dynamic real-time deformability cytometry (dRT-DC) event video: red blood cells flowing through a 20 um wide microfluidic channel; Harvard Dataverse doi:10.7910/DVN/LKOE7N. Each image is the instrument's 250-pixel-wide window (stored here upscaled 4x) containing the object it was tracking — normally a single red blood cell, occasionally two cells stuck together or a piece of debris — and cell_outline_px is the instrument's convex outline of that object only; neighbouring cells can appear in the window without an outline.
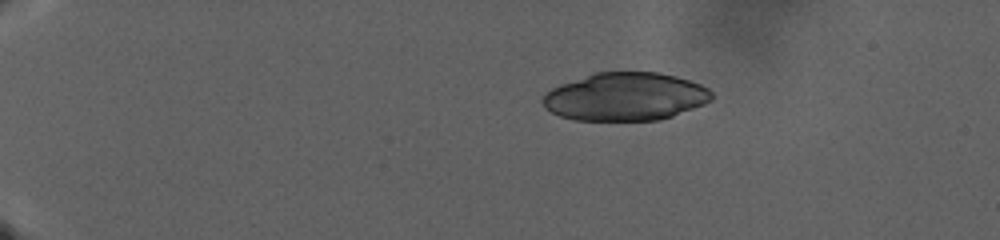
{"species": "human", "species_latin": "Homo sapiens", "temperature_condition": "warm", "stored_images_in_passage": 116, "camera_frame_rate_fps": 3000, "um_per_image_px": 0.085, "donor": {"sex": "male"}, "frame": {"image": 1, "passage_image": 1, "time_ms": 0.0, "image_size_px": [1000, 240], "cell_outline_px": [[712, 100], [704, 104], [672, 116], [660, 120], [576, 120], [560, 116], [544, 108], [540, 100], [544, 92], [560, 84], [596, 72], [660, 72], [676, 76], [700, 84], [708, 88], [712, 92]], "centroid_in_image_um": [53.13, 8.21], "position_along_channel_um": 31.9, "area_um2": 47.45}}
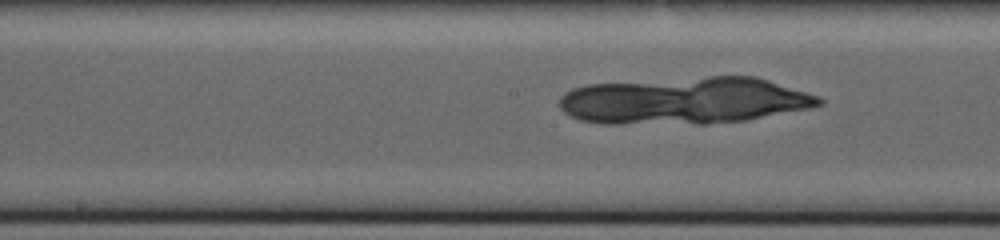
{"frame": {"image": 2, "passage_image": 55, "time_ms": 18.0, "image_size_px": [1000, 240], "cell_outline_px": [[824, 104], [812, 108], [748, 120], [708, 124], [600, 124], [580, 120], [564, 112], [560, 108], [560, 96], [564, 92], [572, 88], [588, 84], [708, 76], [756, 76], [820, 96], [824, 100]], "centroid_in_image_um": [58.21, 8.56], "position_along_channel_um": 190.0, "area_um2": 71.96}}
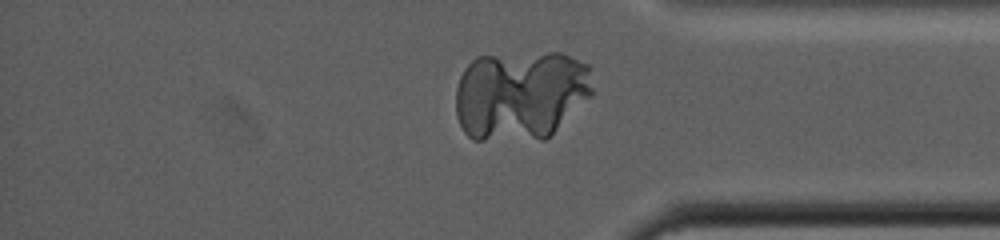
{"frame": {"image": 3, "passage_image": 96, "time_ms": 31.667, "image_size_px": [1000, 240], "cell_outline_px": [[592, 96], [544, 140], [472, 140], [464, 132], [456, 116], [456, 88], [460, 76], [464, 68], [476, 56], [548, 52], [560, 52], [588, 64], [592, 88]], "centroid_in_image_um": [44.22, 8.07], "position_along_channel_um": 391.0, "area_um2": 72.42}}